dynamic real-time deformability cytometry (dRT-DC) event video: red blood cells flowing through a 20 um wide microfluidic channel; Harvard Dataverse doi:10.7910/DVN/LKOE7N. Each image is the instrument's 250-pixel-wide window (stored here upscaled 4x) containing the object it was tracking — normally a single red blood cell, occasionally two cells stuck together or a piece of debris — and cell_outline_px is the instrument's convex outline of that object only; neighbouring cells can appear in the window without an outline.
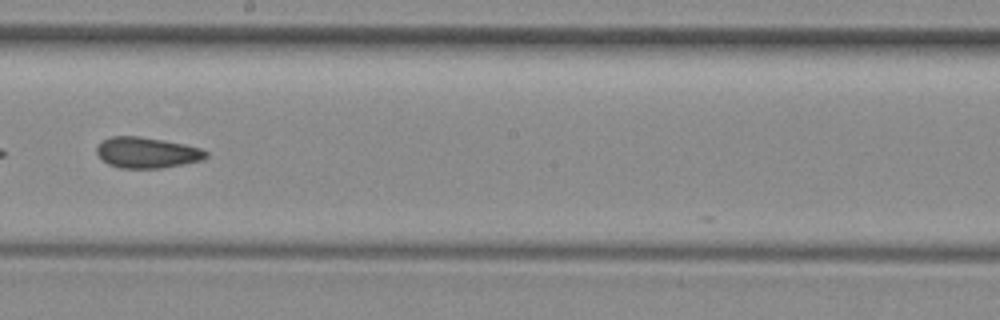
{"species": "common noctule bat (a hibernating species)", "species_latin": "Nyctalus noctula", "temperature_condition": "room temperature", "stored_images_in_passage": 35, "camera_frame_rate_fps": 3000, "um_per_image_px": 0.085, "animal": {"sex": "female", "body_mass_g": 29.2, "forearm_length_mm": 56.3}, "frame": {"image": 1, "passage_image": 29, "time_ms": 9.333, "image_size_px": [1000, 320], "cell_outline_px": [[208, 156], [204, 160], [184, 164], [160, 168], [120, 168], [108, 164], [96, 152], [96, 148], [100, 140], [112, 136], [140, 136], [164, 140], [184, 144], [200, 148], [208, 152]], "centroid_in_image_um": [12.49, 12.96], "position_along_channel_um": 235.7, "area_um2": 19.77}}